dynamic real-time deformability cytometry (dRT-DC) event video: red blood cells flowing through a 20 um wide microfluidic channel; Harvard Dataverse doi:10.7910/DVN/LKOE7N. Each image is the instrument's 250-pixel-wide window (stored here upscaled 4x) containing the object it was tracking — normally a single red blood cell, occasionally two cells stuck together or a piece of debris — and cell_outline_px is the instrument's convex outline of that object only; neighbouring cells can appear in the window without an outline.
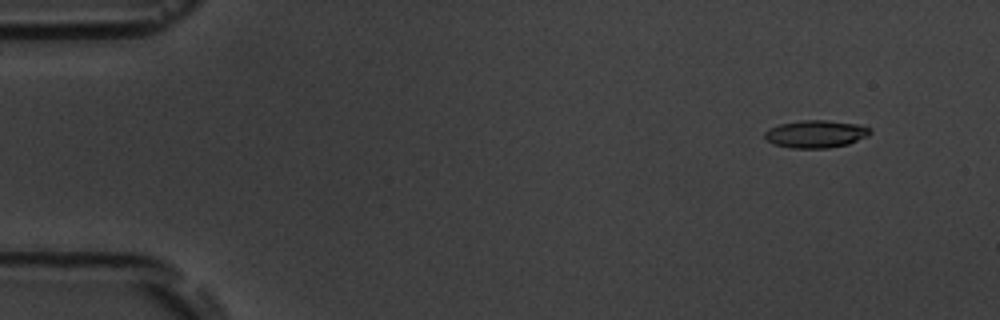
{"species": "common noctule bat (a hibernating species)", "species_latin": "Nyctalus noctula", "temperature_condition": "room temperature", "stored_images_in_passage": 6, "camera_frame_rate_fps": 3000, "um_per_image_px": 0.085, "animal": {"sex": "male", "body_mass_g": 19.5, "forearm_length_mm": 54.6}, "frame": {"image": 1, "passage_image": 2, "time_ms": 1.333, "image_size_px": [1000, 320], "cell_outline_px": [[872, 132], [868, 136], [848, 144], [828, 148], [792, 148], [772, 144], [764, 136], [764, 132], [768, 128], [780, 124], [800, 120], [828, 120], [856, 124], [872, 128]], "centroid_in_image_um": [69.34, 11.38], "position_along_channel_um": 15.7, "area_um2": 17.05}}
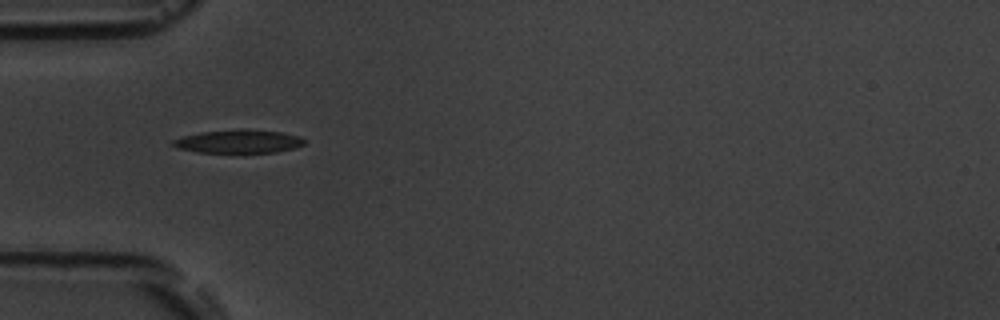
{"frame": {"image": 2, "passage_image": 5, "time_ms": 5.667, "image_size_px": [1000, 320], "cell_outline_px": [[304, 144], [292, 148], [276, 152], [196, 152], [176, 148], [172, 144], [172, 140], [184, 136], [200, 132], [240, 128], [244, 128], [280, 132], [300, 136], [304, 140]], "centroid_in_image_um": [20.25, 12.0], "position_along_channel_um": 64.8, "area_um2": 17.86}}
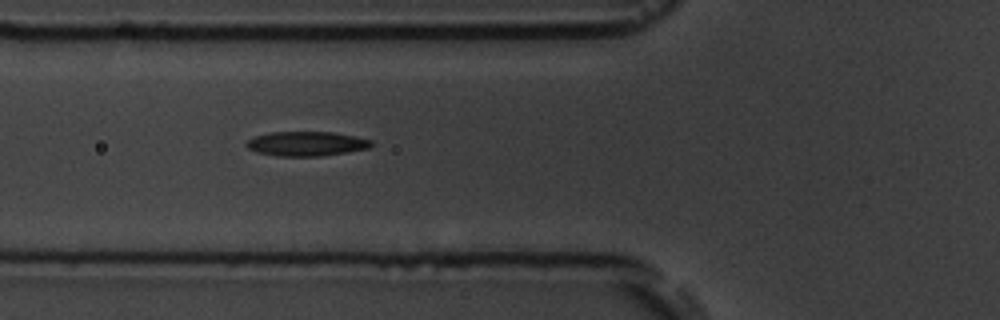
{"frame": {"image": 3, "passage_image": 6, "time_ms": 6.667, "image_size_px": [1000, 320], "cell_outline_px": [[372, 144], [368, 148], [320, 156], [276, 156], [256, 152], [248, 148], [244, 144], [248, 140], [256, 136], [272, 132], [332, 132], [356, 136], [372, 140]], "centroid_in_image_um": [26.02, 12.21], "position_along_channel_um": 99.8, "area_um2": 17.69}}